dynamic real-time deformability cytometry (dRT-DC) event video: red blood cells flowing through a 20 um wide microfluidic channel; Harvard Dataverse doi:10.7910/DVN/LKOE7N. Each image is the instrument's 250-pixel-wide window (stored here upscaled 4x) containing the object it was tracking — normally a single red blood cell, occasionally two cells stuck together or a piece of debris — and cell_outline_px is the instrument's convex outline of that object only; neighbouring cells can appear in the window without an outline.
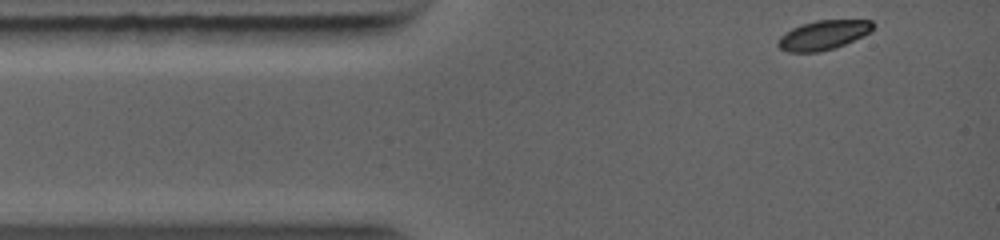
{"species": "common noctule bat (a hibernating species)", "species_latin": "Nyctalus noctula", "temperature_condition": "warm", "stored_images_in_passage": 39, "camera_frame_rate_fps": 5000, "um_per_image_px": 0.085, "animal": {"sex": "female", "body_mass_g": 19.0, "forearm_length_mm": 56.7}, "frame": {"image": 1, "passage_image": 1, "time_ms": 0.0, "image_size_px": [1000, 240], "cell_outline_px": [[872, 32], [844, 44], [832, 48], [816, 52], [788, 52], [780, 48], [776, 44], [776, 40], [780, 36], [792, 28], [800, 24], [816, 20], [872, 20]], "centroid_in_image_um": [69.94, 2.97], "position_along_channel_um": 15.1, "area_um2": 16.18}}
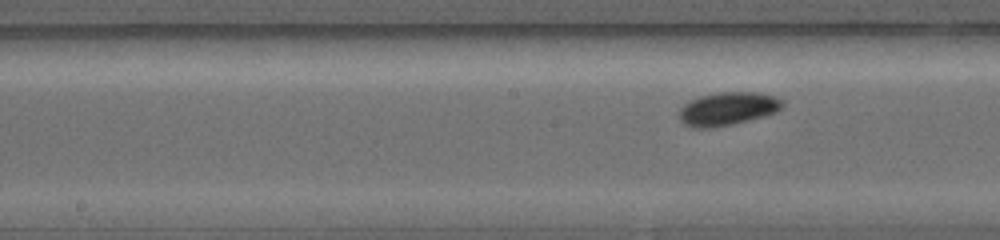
{"frame": {"image": 2, "passage_image": 18, "time_ms": 4.6, "image_size_px": [1000, 240], "cell_outline_px": [[784, 104], [776, 112], [764, 116], [732, 124], [712, 128], [692, 128], [684, 124], [680, 120], [680, 108], [684, 104], [700, 96], [720, 92], [760, 92], [776, 96], [784, 100]], "centroid_in_image_um": [61.88, 9.24], "position_along_channel_um": 186.3, "area_um2": 20.06}}
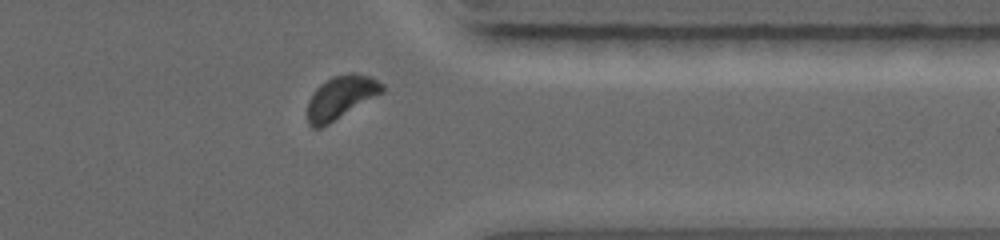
{"frame": {"image": 3, "passage_image": 34, "time_ms": 8.8, "image_size_px": [1000, 240], "cell_outline_px": [[384, 92], [328, 124], [320, 128], [312, 128], [308, 124], [308, 100], [316, 88], [320, 84], [332, 76], [348, 72], [356, 72], [372, 76], [384, 84]], "centroid_in_image_um": [28.99, 8.24], "position_along_channel_um": 382.4, "area_um2": 18.96}}